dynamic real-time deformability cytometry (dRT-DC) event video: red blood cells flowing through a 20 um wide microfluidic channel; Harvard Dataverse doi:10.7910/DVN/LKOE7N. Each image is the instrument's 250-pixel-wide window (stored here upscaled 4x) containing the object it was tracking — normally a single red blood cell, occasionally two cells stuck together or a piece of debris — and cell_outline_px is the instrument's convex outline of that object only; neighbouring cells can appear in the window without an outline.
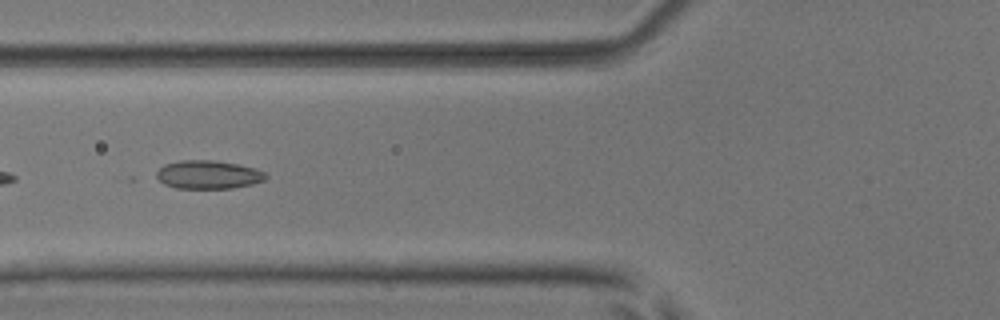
{"species": "common noctule bat (a hibernating species)", "species_latin": "Nyctalus noctula", "temperature_condition": "room temperature", "stored_images_in_passage": 8, "camera_frame_rate_fps": 3000, "um_per_image_px": 0.085, "animal": {"sex": "male", "body_mass_g": 17.9, "forearm_length_mm": 54.2}, "frame": {"image": 1, "passage_image": 6, "time_ms": 6.0, "image_size_px": [1000, 320], "cell_outline_px": [[268, 176], [264, 180], [252, 184], [232, 188], [176, 188], [164, 184], [156, 176], [156, 172], [164, 164], [180, 160], [212, 160], [240, 164], [256, 168], [264, 172]], "centroid_in_image_um": [17.71, 14.83], "position_along_channel_um": 108.1, "area_um2": 18.15}}
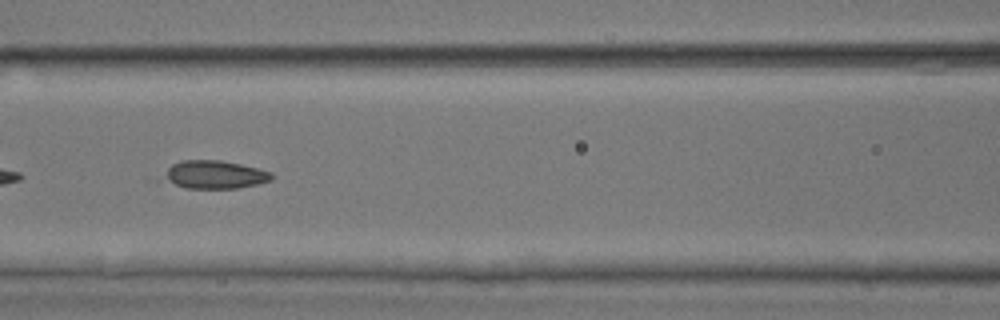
{"frame": {"image": 2, "passage_image": 7, "time_ms": 7.0, "image_size_px": [1000, 320], "cell_outline_px": [[272, 180], [256, 184], [236, 188], [188, 188], [176, 184], [168, 180], [164, 176], [168, 168], [172, 164], [180, 160], [220, 160], [240, 164], [272, 172]], "centroid_in_image_um": [18.27, 14.83], "position_along_channel_um": 148.3, "area_um2": 17.28}}
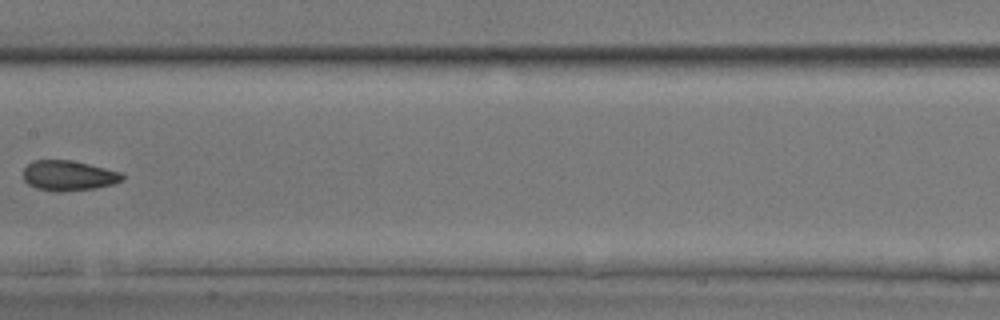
{"frame": {"image": 3, "passage_image": 8, "time_ms": 8.333, "image_size_px": [1000, 320], "cell_outline_px": [[124, 180], [112, 184], [92, 188], [60, 192], [56, 192], [36, 188], [28, 184], [24, 180], [24, 168], [32, 160], [72, 160], [120, 172], [124, 176]], "centroid_in_image_um": [5.8, 14.92], "position_along_channel_um": 201.6, "area_um2": 17.28}}